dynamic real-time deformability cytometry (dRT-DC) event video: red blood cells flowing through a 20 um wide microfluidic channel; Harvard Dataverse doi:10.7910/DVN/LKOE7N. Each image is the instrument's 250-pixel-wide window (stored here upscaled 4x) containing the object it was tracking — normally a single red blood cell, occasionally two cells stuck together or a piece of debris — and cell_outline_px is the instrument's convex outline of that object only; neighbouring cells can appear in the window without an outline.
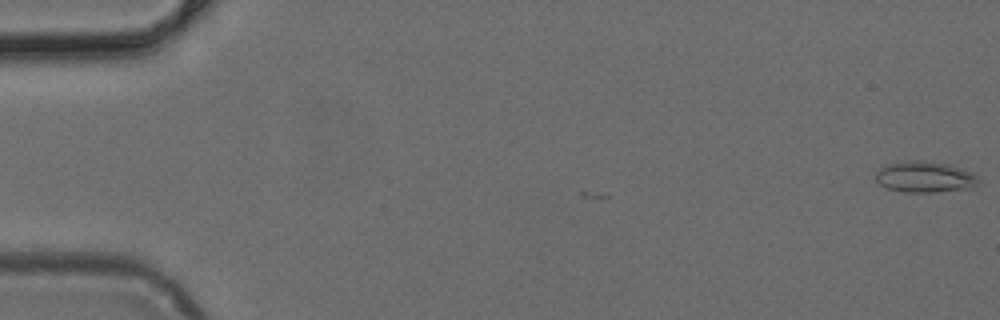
{"species": "common noctule bat (a hibernating species)", "species_latin": "Nyctalus noctula", "temperature_condition": "cold", "stored_images_in_passage": 4, "camera_frame_rate_fps": 3000, "um_per_image_px": 0.085, "animal": {"sex": "female", "body_mass_g": 24.6, "forearm_length_mm": 56.2}, "frame": {"image": 1, "passage_image": 1, "time_ms": 0.0, "image_size_px": [1000, 320], "cell_outline_px": [[980, 180], [976, 184], [968, 188], [936, 192], [904, 192], [888, 188], [880, 184], [876, 180], [876, 172], [880, 168], [888, 164], [904, 160], [924, 160], [948, 164], [964, 168], [976, 176]], "centroid_in_image_um": [78.6, 15.02], "position_along_channel_um": 6.4, "area_um2": 18.61}}